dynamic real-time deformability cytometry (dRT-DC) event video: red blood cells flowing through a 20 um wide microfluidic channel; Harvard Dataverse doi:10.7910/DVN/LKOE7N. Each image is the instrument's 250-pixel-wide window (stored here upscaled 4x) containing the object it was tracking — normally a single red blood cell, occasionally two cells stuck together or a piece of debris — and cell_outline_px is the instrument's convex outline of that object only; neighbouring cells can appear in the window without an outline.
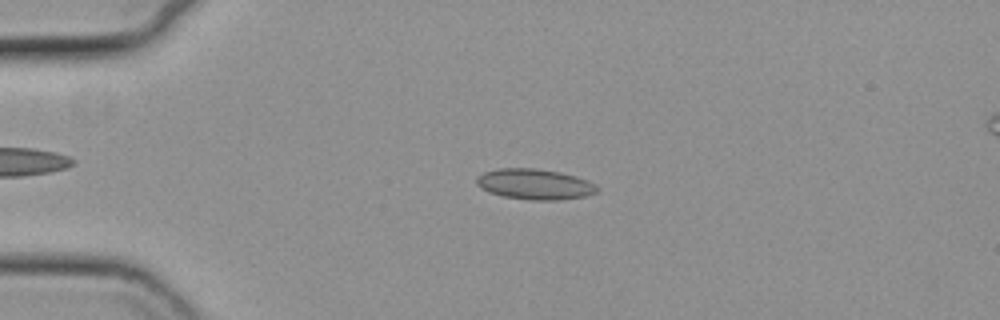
{"species": "common noctule bat (a hibernating species)", "species_latin": "Nyctalus noctula", "temperature_condition": "cold", "stored_images_in_passage": 55, "camera_frame_rate_fps": 3000, "um_per_image_px": 0.085, "animal": {"sex": "female", "body_mass_g": 19.3, "forearm_length_mm": 54.1}, "frame": {"image": 1, "passage_image": 13, "time_ms": 4.0, "image_size_px": [1000, 320], "cell_outline_px": [[600, 188], [596, 192], [584, 196], [560, 200], [528, 200], [504, 196], [488, 192], [480, 188], [476, 184], [476, 176], [484, 172], [500, 168], [536, 168], [560, 172], [576, 176], [588, 180], [596, 184]], "centroid_in_image_um": [45.45, 15.65], "position_along_channel_um": 39.6, "area_um2": 21.68}}
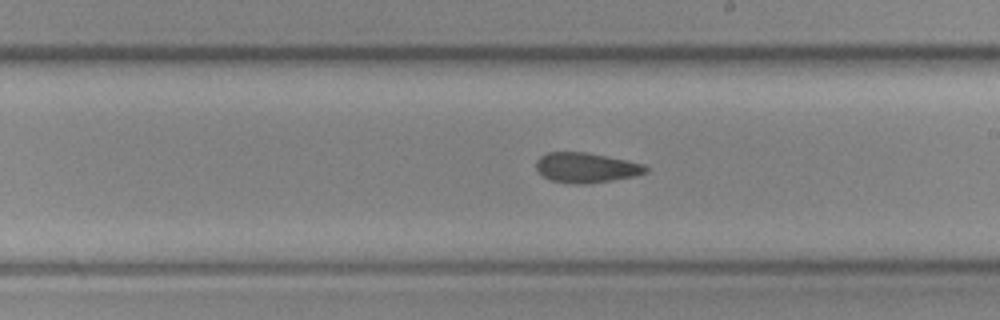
{"frame": {"image": 2, "passage_image": 32, "time_ms": 10.333, "image_size_px": [1000, 320], "cell_outline_px": [[648, 172], [636, 176], [588, 184], [576, 184], [552, 180], [544, 176], [536, 168], [536, 160], [540, 156], [548, 152], [588, 152], [644, 164], [648, 168]], "centroid_in_image_um": [49.84, 14.25], "position_along_channel_um": 239.2, "area_um2": 19.13}}
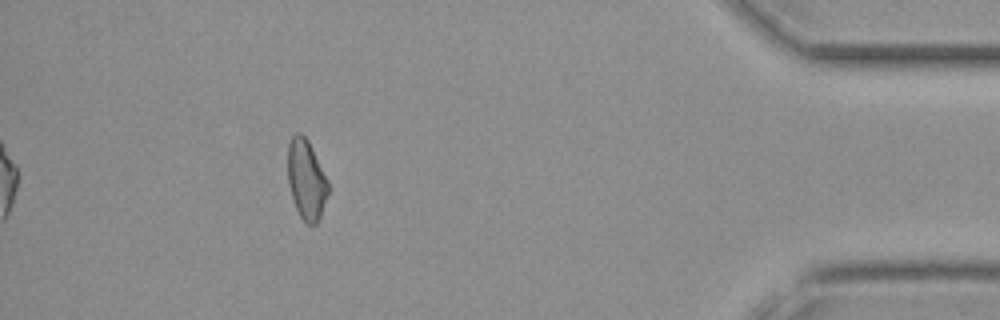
{"frame": {"image": 3, "passage_image": 50, "time_ms": 16.333, "image_size_px": [1000, 320], "cell_outline_px": [[328, 192], [320, 216], [316, 224], [308, 224], [300, 216], [296, 208], [288, 184], [288, 144], [292, 136], [296, 132], [300, 132], [308, 140], [328, 180]], "centroid_in_image_um": [26.03, 15.23], "position_along_channel_um": 409.2, "area_um2": 18.55}, "authors_computed_cell_mechanics": {"area_um2": 19.5942, "velocity_mm_per_s": 3.7255, "shape_relaxation_time_tau1_ms": null, "shape_relaxation_time_tau2_ms": 6.0333, "deformation_change_tau1": null, "deformation_change_tau2": 0.1364}}